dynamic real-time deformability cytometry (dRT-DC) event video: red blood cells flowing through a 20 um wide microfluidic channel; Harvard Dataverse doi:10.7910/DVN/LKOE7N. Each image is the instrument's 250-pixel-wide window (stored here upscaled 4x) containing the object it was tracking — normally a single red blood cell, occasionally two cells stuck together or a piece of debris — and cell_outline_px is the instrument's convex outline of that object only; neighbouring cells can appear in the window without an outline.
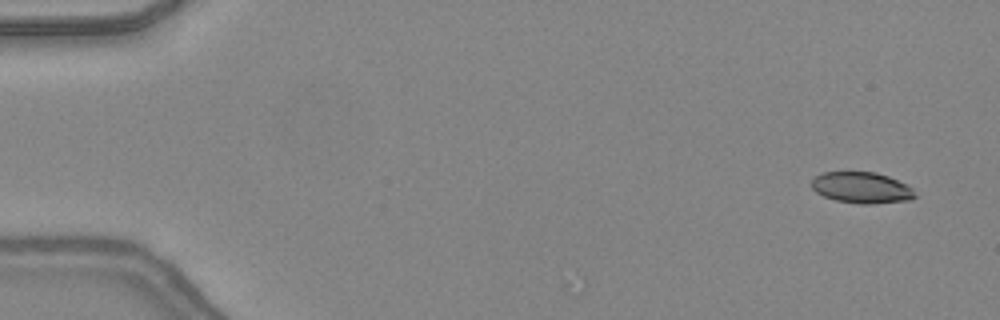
{"species": "common noctule bat (a hibernating species)", "species_latin": "Nyctalus noctula", "temperature_condition": "warm", "stored_images_in_passage": 3, "camera_frame_rate_fps": 3000, "um_per_image_px": 0.085, "animal": {"sex": "female", "body_mass_g": 24.6, "forearm_length_mm": 56.2}, "frame": {"image": 1, "passage_image": 3, "time_ms": 0.667, "image_size_px": [1000, 320], "cell_outline_px": [[916, 196], [908, 200], [868, 204], [860, 204], [836, 200], [824, 196], [816, 192], [812, 188], [812, 180], [816, 176], [824, 172], [876, 172], [888, 176], [912, 188]], "centroid_in_image_um": [73.22, 15.95], "position_along_channel_um": 11.8, "area_um2": 18.5}}